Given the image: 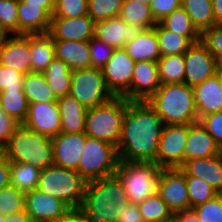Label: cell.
<instances>
[{"label": "cell", "mask_w": 222, "mask_h": 222, "mask_svg": "<svg viewBox=\"0 0 222 222\" xmlns=\"http://www.w3.org/2000/svg\"><path fill=\"white\" fill-rule=\"evenodd\" d=\"M218 74L221 76V79H222V66H219V68H218Z\"/></svg>", "instance_id": "cell-60"}, {"label": "cell", "mask_w": 222, "mask_h": 222, "mask_svg": "<svg viewBox=\"0 0 222 222\" xmlns=\"http://www.w3.org/2000/svg\"><path fill=\"white\" fill-rule=\"evenodd\" d=\"M8 35L5 33V31L0 26V42L5 39Z\"/></svg>", "instance_id": "cell-59"}, {"label": "cell", "mask_w": 222, "mask_h": 222, "mask_svg": "<svg viewBox=\"0 0 222 222\" xmlns=\"http://www.w3.org/2000/svg\"><path fill=\"white\" fill-rule=\"evenodd\" d=\"M119 156L117 147L87 136L77 172L88 182L115 174Z\"/></svg>", "instance_id": "cell-8"}, {"label": "cell", "mask_w": 222, "mask_h": 222, "mask_svg": "<svg viewBox=\"0 0 222 222\" xmlns=\"http://www.w3.org/2000/svg\"><path fill=\"white\" fill-rule=\"evenodd\" d=\"M170 222H199L192 210L174 213V218Z\"/></svg>", "instance_id": "cell-54"}, {"label": "cell", "mask_w": 222, "mask_h": 222, "mask_svg": "<svg viewBox=\"0 0 222 222\" xmlns=\"http://www.w3.org/2000/svg\"><path fill=\"white\" fill-rule=\"evenodd\" d=\"M120 17L126 24L143 29L152 28L158 23L151 12L149 0H124Z\"/></svg>", "instance_id": "cell-30"}, {"label": "cell", "mask_w": 222, "mask_h": 222, "mask_svg": "<svg viewBox=\"0 0 222 222\" xmlns=\"http://www.w3.org/2000/svg\"><path fill=\"white\" fill-rule=\"evenodd\" d=\"M10 162H20L44 169L53 165L51 138L20 124L6 143Z\"/></svg>", "instance_id": "cell-4"}, {"label": "cell", "mask_w": 222, "mask_h": 222, "mask_svg": "<svg viewBox=\"0 0 222 222\" xmlns=\"http://www.w3.org/2000/svg\"><path fill=\"white\" fill-rule=\"evenodd\" d=\"M43 75L56 99L70 93L72 70L61 59L55 57Z\"/></svg>", "instance_id": "cell-29"}, {"label": "cell", "mask_w": 222, "mask_h": 222, "mask_svg": "<svg viewBox=\"0 0 222 222\" xmlns=\"http://www.w3.org/2000/svg\"><path fill=\"white\" fill-rule=\"evenodd\" d=\"M142 30L143 28L140 26L126 24L119 16L96 22L94 37L104 41L114 49H120L138 36Z\"/></svg>", "instance_id": "cell-20"}, {"label": "cell", "mask_w": 222, "mask_h": 222, "mask_svg": "<svg viewBox=\"0 0 222 222\" xmlns=\"http://www.w3.org/2000/svg\"><path fill=\"white\" fill-rule=\"evenodd\" d=\"M199 122L222 149V111L203 116Z\"/></svg>", "instance_id": "cell-48"}, {"label": "cell", "mask_w": 222, "mask_h": 222, "mask_svg": "<svg viewBox=\"0 0 222 222\" xmlns=\"http://www.w3.org/2000/svg\"><path fill=\"white\" fill-rule=\"evenodd\" d=\"M163 120L147 101H128L117 146L120 161L155 162Z\"/></svg>", "instance_id": "cell-1"}, {"label": "cell", "mask_w": 222, "mask_h": 222, "mask_svg": "<svg viewBox=\"0 0 222 222\" xmlns=\"http://www.w3.org/2000/svg\"><path fill=\"white\" fill-rule=\"evenodd\" d=\"M58 222H88V219L80 209H73Z\"/></svg>", "instance_id": "cell-53"}, {"label": "cell", "mask_w": 222, "mask_h": 222, "mask_svg": "<svg viewBox=\"0 0 222 222\" xmlns=\"http://www.w3.org/2000/svg\"><path fill=\"white\" fill-rule=\"evenodd\" d=\"M69 94L86 109L101 105L114 97L106 85L102 69L94 67L72 71Z\"/></svg>", "instance_id": "cell-9"}, {"label": "cell", "mask_w": 222, "mask_h": 222, "mask_svg": "<svg viewBox=\"0 0 222 222\" xmlns=\"http://www.w3.org/2000/svg\"><path fill=\"white\" fill-rule=\"evenodd\" d=\"M191 210L199 222H222V194H218L205 203L199 204Z\"/></svg>", "instance_id": "cell-44"}, {"label": "cell", "mask_w": 222, "mask_h": 222, "mask_svg": "<svg viewBox=\"0 0 222 222\" xmlns=\"http://www.w3.org/2000/svg\"><path fill=\"white\" fill-rule=\"evenodd\" d=\"M117 222H144L138 204L127 205L119 215Z\"/></svg>", "instance_id": "cell-51"}, {"label": "cell", "mask_w": 222, "mask_h": 222, "mask_svg": "<svg viewBox=\"0 0 222 222\" xmlns=\"http://www.w3.org/2000/svg\"><path fill=\"white\" fill-rule=\"evenodd\" d=\"M40 168L20 162H10V185L24 193L36 189Z\"/></svg>", "instance_id": "cell-34"}, {"label": "cell", "mask_w": 222, "mask_h": 222, "mask_svg": "<svg viewBox=\"0 0 222 222\" xmlns=\"http://www.w3.org/2000/svg\"><path fill=\"white\" fill-rule=\"evenodd\" d=\"M123 49L135 62H157L161 57V52L155 26L143 29L138 36L127 42Z\"/></svg>", "instance_id": "cell-25"}, {"label": "cell", "mask_w": 222, "mask_h": 222, "mask_svg": "<svg viewBox=\"0 0 222 222\" xmlns=\"http://www.w3.org/2000/svg\"><path fill=\"white\" fill-rule=\"evenodd\" d=\"M7 159L6 156V143L0 141V161Z\"/></svg>", "instance_id": "cell-58"}, {"label": "cell", "mask_w": 222, "mask_h": 222, "mask_svg": "<svg viewBox=\"0 0 222 222\" xmlns=\"http://www.w3.org/2000/svg\"><path fill=\"white\" fill-rule=\"evenodd\" d=\"M201 41L222 66V24H215L201 34Z\"/></svg>", "instance_id": "cell-45"}, {"label": "cell", "mask_w": 222, "mask_h": 222, "mask_svg": "<svg viewBox=\"0 0 222 222\" xmlns=\"http://www.w3.org/2000/svg\"><path fill=\"white\" fill-rule=\"evenodd\" d=\"M31 72L43 73L55 58L53 38L48 34H30Z\"/></svg>", "instance_id": "cell-28"}, {"label": "cell", "mask_w": 222, "mask_h": 222, "mask_svg": "<svg viewBox=\"0 0 222 222\" xmlns=\"http://www.w3.org/2000/svg\"><path fill=\"white\" fill-rule=\"evenodd\" d=\"M126 107L127 100L124 97L114 96L101 105L88 108L84 133L117 147Z\"/></svg>", "instance_id": "cell-5"}, {"label": "cell", "mask_w": 222, "mask_h": 222, "mask_svg": "<svg viewBox=\"0 0 222 222\" xmlns=\"http://www.w3.org/2000/svg\"><path fill=\"white\" fill-rule=\"evenodd\" d=\"M164 125L199 122L193 87L185 83L162 84L147 100Z\"/></svg>", "instance_id": "cell-3"}, {"label": "cell", "mask_w": 222, "mask_h": 222, "mask_svg": "<svg viewBox=\"0 0 222 222\" xmlns=\"http://www.w3.org/2000/svg\"><path fill=\"white\" fill-rule=\"evenodd\" d=\"M24 78L18 70L0 65V91H23Z\"/></svg>", "instance_id": "cell-47"}, {"label": "cell", "mask_w": 222, "mask_h": 222, "mask_svg": "<svg viewBox=\"0 0 222 222\" xmlns=\"http://www.w3.org/2000/svg\"><path fill=\"white\" fill-rule=\"evenodd\" d=\"M87 135L83 133H59L51 138L53 164L77 170Z\"/></svg>", "instance_id": "cell-18"}, {"label": "cell", "mask_w": 222, "mask_h": 222, "mask_svg": "<svg viewBox=\"0 0 222 222\" xmlns=\"http://www.w3.org/2000/svg\"><path fill=\"white\" fill-rule=\"evenodd\" d=\"M60 111L61 133H83L86 108L70 94L57 99Z\"/></svg>", "instance_id": "cell-26"}, {"label": "cell", "mask_w": 222, "mask_h": 222, "mask_svg": "<svg viewBox=\"0 0 222 222\" xmlns=\"http://www.w3.org/2000/svg\"><path fill=\"white\" fill-rule=\"evenodd\" d=\"M221 153L222 149L220 146L200 122L188 124L184 162L189 159L208 158Z\"/></svg>", "instance_id": "cell-23"}, {"label": "cell", "mask_w": 222, "mask_h": 222, "mask_svg": "<svg viewBox=\"0 0 222 222\" xmlns=\"http://www.w3.org/2000/svg\"><path fill=\"white\" fill-rule=\"evenodd\" d=\"M21 1L27 2V5H39L52 17L55 0H21Z\"/></svg>", "instance_id": "cell-55"}, {"label": "cell", "mask_w": 222, "mask_h": 222, "mask_svg": "<svg viewBox=\"0 0 222 222\" xmlns=\"http://www.w3.org/2000/svg\"><path fill=\"white\" fill-rule=\"evenodd\" d=\"M4 222H32L26 210H21L10 216H6Z\"/></svg>", "instance_id": "cell-56"}, {"label": "cell", "mask_w": 222, "mask_h": 222, "mask_svg": "<svg viewBox=\"0 0 222 222\" xmlns=\"http://www.w3.org/2000/svg\"><path fill=\"white\" fill-rule=\"evenodd\" d=\"M23 125L50 138L57 136L61 130L57 101L29 103L27 118Z\"/></svg>", "instance_id": "cell-19"}, {"label": "cell", "mask_w": 222, "mask_h": 222, "mask_svg": "<svg viewBox=\"0 0 222 222\" xmlns=\"http://www.w3.org/2000/svg\"><path fill=\"white\" fill-rule=\"evenodd\" d=\"M20 124L3 111L0 106V141L7 143L9 137Z\"/></svg>", "instance_id": "cell-50"}, {"label": "cell", "mask_w": 222, "mask_h": 222, "mask_svg": "<svg viewBox=\"0 0 222 222\" xmlns=\"http://www.w3.org/2000/svg\"><path fill=\"white\" fill-rule=\"evenodd\" d=\"M191 208L205 203L219 193L201 178L186 176Z\"/></svg>", "instance_id": "cell-41"}, {"label": "cell", "mask_w": 222, "mask_h": 222, "mask_svg": "<svg viewBox=\"0 0 222 222\" xmlns=\"http://www.w3.org/2000/svg\"><path fill=\"white\" fill-rule=\"evenodd\" d=\"M193 90L198 120L222 111V79L218 73L194 86Z\"/></svg>", "instance_id": "cell-22"}, {"label": "cell", "mask_w": 222, "mask_h": 222, "mask_svg": "<svg viewBox=\"0 0 222 222\" xmlns=\"http://www.w3.org/2000/svg\"><path fill=\"white\" fill-rule=\"evenodd\" d=\"M181 6L201 34L216 24L212 0H181Z\"/></svg>", "instance_id": "cell-32"}, {"label": "cell", "mask_w": 222, "mask_h": 222, "mask_svg": "<svg viewBox=\"0 0 222 222\" xmlns=\"http://www.w3.org/2000/svg\"><path fill=\"white\" fill-rule=\"evenodd\" d=\"M160 86L157 62L137 61L130 88L122 97L128 101H147Z\"/></svg>", "instance_id": "cell-15"}, {"label": "cell", "mask_w": 222, "mask_h": 222, "mask_svg": "<svg viewBox=\"0 0 222 222\" xmlns=\"http://www.w3.org/2000/svg\"><path fill=\"white\" fill-rule=\"evenodd\" d=\"M159 80L162 84L184 83V55H169L160 57L157 61Z\"/></svg>", "instance_id": "cell-36"}, {"label": "cell", "mask_w": 222, "mask_h": 222, "mask_svg": "<svg viewBox=\"0 0 222 222\" xmlns=\"http://www.w3.org/2000/svg\"><path fill=\"white\" fill-rule=\"evenodd\" d=\"M0 106L19 124H23L27 118L29 102L23 91H0Z\"/></svg>", "instance_id": "cell-37"}, {"label": "cell", "mask_w": 222, "mask_h": 222, "mask_svg": "<svg viewBox=\"0 0 222 222\" xmlns=\"http://www.w3.org/2000/svg\"><path fill=\"white\" fill-rule=\"evenodd\" d=\"M144 222H170L174 214L158 193L138 204Z\"/></svg>", "instance_id": "cell-38"}, {"label": "cell", "mask_w": 222, "mask_h": 222, "mask_svg": "<svg viewBox=\"0 0 222 222\" xmlns=\"http://www.w3.org/2000/svg\"><path fill=\"white\" fill-rule=\"evenodd\" d=\"M179 169L185 176L203 179L222 194V153L208 158L186 160Z\"/></svg>", "instance_id": "cell-21"}, {"label": "cell", "mask_w": 222, "mask_h": 222, "mask_svg": "<svg viewBox=\"0 0 222 222\" xmlns=\"http://www.w3.org/2000/svg\"><path fill=\"white\" fill-rule=\"evenodd\" d=\"M48 34L53 41H90L95 36V22L89 15L51 18Z\"/></svg>", "instance_id": "cell-17"}, {"label": "cell", "mask_w": 222, "mask_h": 222, "mask_svg": "<svg viewBox=\"0 0 222 222\" xmlns=\"http://www.w3.org/2000/svg\"><path fill=\"white\" fill-rule=\"evenodd\" d=\"M25 210L32 222H58L71 209L63 201L34 189L25 193Z\"/></svg>", "instance_id": "cell-14"}, {"label": "cell", "mask_w": 222, "mask_h": 222, "mask_svg": "<svg viewBox=\"0 0 222 222\" xmlns=\"http://www.w3.org/2000/svg\"><path fill=\"white\" fill-rule=\"evenodd\" d=\"M88 15V0H55L51 18H76Z\"/></svg>", "instance_id": "cell-43"}, {"label": "cell", "mask_w": 222, "mask_h": 222, "mask_svg": "<svg viewBox=\"0 0 222 222\" xmlns=\"http://www.w3.org/2000/svg\"><path fill=\"white\" fill-rule=\"evenodd\" d=\"M161 57L184 55L193 44L187 37L165 29L159 22L155 25Z\"/></svg>", "instance_id": "cell-35"}, {"label": "cell", "mask_w": 222, "mask_h": 222, "mask_svg": "<svg viewBox=\"0 0 222 222\" xmlns=\"http://www.w3.org/2000/svg\"><path fill=\"white\" fill-rule=\"evenodd\" d=\"M0 26L7 35H19L18 0H0Z\"/></svg>", "instance_id": "cell-42"}, {"label": "cell", "mask_w": 222, "mask_h": 222, "mask_svg": "<svg viewBox=\"0 0 222 222\" xmlns=\"http://www.w3.org/2000/svg\"><path fill=\"white\" fill-rule=\"evenodd\" d=\"M149 6L154 19L159 22L172 11L181 7V0H150Z\"/></svg>", "instance_id": "cell-49"}, {"label": "cell", "mask_w": 222, "mask_h": 222, "mask_svg": "<svg viewBox=\"0 0 222 222\" xmlns=\"http://www.w3.org/2000/svg\"><path fill=\"white\" fill-rule=\"evenodd\" d=\"M129 204L125 188L114 174L88 181L79 209L88 222H117L119 215Z\"/></svg>", "instance_id": "cell-2"}, {"label": "cell", "mask_w": 222, "mask_h": 222, "mask_svg": "<svg viewBox=\"0 0 222 222\" xmlns=\"http://www.w3.org/2000/svg\"><path fill=\"white\" fill-rule=\"evenodd\" d=\"M10 186V161H0V189Z\"/></svg>", "instance_id": "cell-52"}, {"label": "cell", "mask_w": 222, "mask_h": 222, "mask_svg": "<svg viewBox=\"0 0 222 222\" xmlns=\"http://www.w3.org/2000/svg\"><path fill=\"white\" fill-rule=\"evenodd\" d=\"M157 193L173 214L191 210L186 176L179 168L161 169Z\"/></svg>", "instance_id": "cell-11"}, {"label": "cell", "mask_w": 222, "mask_h": 222, "mask_svg": "<svg viewBox=\"0 0 222 222\" xmlns=\"http://www.w3.org/2000/svg\"><path fill=\"white\" fill-rule=\"evenodd\" d=\"M55 57L65 62L72 71L91 67L89 41H53Z\"/></svg>", "instance_id": "cell-27"}, {"label": "cell", "mask_w": 222, "mask_h": 222, "mask_svg": "<svg viewBox=\"0 0 222 222\" xmlns=\"http://www.w3.org/2000/svg\"><path fill=\"white\" fill-rule=\"evenodd\" d=\"M188 137V124L164 125L156 158L162 169L180 168Z\"/></svg>", "instance_id": "cell-10"}, {"label": "cell", "mask_w": 222, "mask_h": 222, "mask_svg": "<svg viewBox=\"0 0 222 222\" xmlns=\"http://www.w3.org/2000/svg\"><path fill=\"white\" fill-rule=\"evenodd\" d=\"M25 210V193L13 186L0 189V213L10 216Z\"/></svg>", "instance_id": "cell-40"}, {"label": "cell", "mask_w": 222, "mask_h": 222, "mask_svg": "<svg viewBox=\"0 0 222 222\" xmlns=\"http://www.w3.org/2000/svg\"><path fill=\"white\" fill-rule=\"evenodd\" d=\"M124 0H88V15L92 20L100 22L119 17Z\"/></svg>", "instance_id": "cell-39"}, {"label": "cell", "mask_w": 222, "mask_h": 222, "mask_svg": "<svg viewBox=\"0 0 222 222\" xmlns=\"http://www.w3.org/2000/svg\"><path fill=\"white\" fill-rule=\"evenodd\" d=\"M212 9L216 24H222V0H212Z\"/></svg>", "instance_id": "cell-57"}, {"label": "cell", "mask_w": 222, "mask_h": 222, "mask_svg": "<svg viewBox=\"0 0 222 222\" xmlns=\"http://www.w3.org/2000/svg\"><path fill=\"white\" fill-rule=\"evenodd\" d=\"M6 216H4L3 214L0 213V222H4Z\"/></svg>", "instance_id": "cell-61"}, {"label": "cell", "mask_w": 222, "mask_h": 222, "mask_svg": "<svg viewBox=\"0 0 222 222\" xmlns=\"http://www.w3.org/2000/svg\"><path fill=\"white\" fill-rule=\"evenodd\" d=\"M23 93L29 103L56 102L43 73H27L23 82Z\"/></svg>", "instance_id": "cell-33"}, {"label": "cell", "mask_w": 222, "mask_h": 222, "mask_svg": "<svg viewBox=\"0 0 222 222\" xmlns=\"http://www.w3.org/2000/svg\"><path fill=\"white\" fill-rule=\"evenodd\" d=\"M0 65L23 75L31 72L30 34L8 35L0 42Z\"/></svg>", "instance_id": "cell-16"}, {"label": "cell", "mask_w": 222, "mask_h": 222, "mask_svg": "<svg viewBox=\"0 0 222 222\" xmlns=\"http://www.w3.org/2000/svg\"><path fill=\"white\" fill-rule=\"evenodd\" d=\"M86 183L76 170L53 164L41 170L36 189L63 201L73 210L81 207Z\"/></svg>", "instance_id": "cell-6"}, {"label": "cell", "mask_w": 222, "mask_h": 222, "mask_svg": "<svg viewBox=\"0 0 222 222\" xmlns=\"http://www.w3.org/2000/svg\"><path fill=\"white\" fill-rule=\"evenodd\" d=\"M184 83L194 87L218 73V63L200 40L193 43L184 54Z\"/></svg>", "instance_id": "cell-12"}, {"label": "cell", "mask_w": 222, "mask_h": 222, "mask_svg": "<svg viewBox=\"0 0 222 222\" xmlns=\"http://www.w3.org/2000/svg\"><path fill=\"white\" fill-rule=\"evenodd\" d=\"M19 35L46 34L51 26V16L39 5H27L18 0Z\"/></svg>", "instance_id": "cell-24"}, {"label": "cell", "mask_w": 222, "mask_h": 222, "mask_svg": "<svg viewBox=\"0 0 222 222\" xmlns=\"http://www.w3.org/2000/svg\"><path fill=\"white\" fill-rule=\"evenodd\" d=\"M159 23L167 30L181 36L187 37L192 43L201 40V33L192 23L189 15L182 8L175 9L165 16Z\"/></svg>", "instance_id": "cell-31"}, {"label": "cell", "mask_w": 222, "mask_h": 222, "mask_svg": "<svg viewBox=\"0 0 222 222\" xmlns=\"http://www.w3.org/2000/svg\"><path fill=\"white\" fill-rule=\"evenodd\" d=\"M161 169L155 162L119 161L115 175L130 203L139 204L157 193Z\"/></svg>", "instance_id": "cell-7"}, {"label": "cell", "mask_w": 222, "mask_h": 222, "mask_svg": "<svg viewBox=\"0 0 222 222\" xmlns=\"http://www.w3.org/2000/svg\"><path fill=\"white\" fill-rule=\"evenodd\" d=\"M90 55H91V67L102 69L108 60L112 57L114 48L93 37L89 41Z\"/></svg>", "instance_id": "cell-46"}, {"label": "cell", "mask_w": 222, "mask_h": 222, "mask_svg": "<svg viewBox=\"0 0 222 222\" xmlns=\"http://www.w3.org/2000/svg\"><path fill=\"white\" fill-rule=\"evenodd\" d=\"M135 61L123 49H115L102 68L106 85L114 96H123L130 88Z\"/></svg>", "instance_id": "cell-13"}]
</instances>
